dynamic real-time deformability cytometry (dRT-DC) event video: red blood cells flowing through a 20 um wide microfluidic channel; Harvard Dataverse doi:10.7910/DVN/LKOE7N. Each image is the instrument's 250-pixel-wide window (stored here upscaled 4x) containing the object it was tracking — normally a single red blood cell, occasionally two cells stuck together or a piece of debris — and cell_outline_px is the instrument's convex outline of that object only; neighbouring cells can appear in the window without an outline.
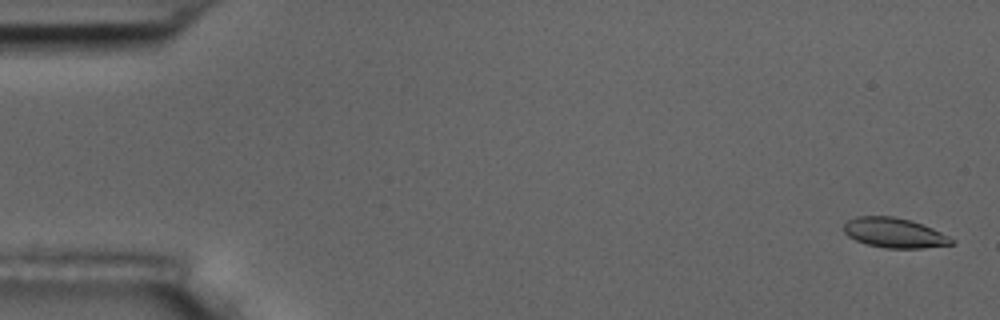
{"species": "common noctule bat (a hibernating species)", "species_latin": "Nyctalus noctula", "temperature_condition": "room temperature", "stored_images_in_passage": 4, "camera_frame_rate_fps": 3000, "um_per_image_px": 0.085, "animal": {"sex": "male", "body_mass_g": 17.5, "forearm_length_mm": 52.3}, "frame": {"image": 1, "passage_image": 1, "time_ms": 0.0, "image_size_px": [1000, 320], "cell_outline_px": [[956, 244], [924, 248], [884, 248], [868, 244], [856, 240], [848, 236], [844, 232], [844, 224], [848, 220], [856, 216], [892, 216], [912, 220], [932, 228], [956, 240]], "centroid_in_image_um": [76.05, 19.79], "position_along_channel_um": 9.0, "area_um2": 18.84}}
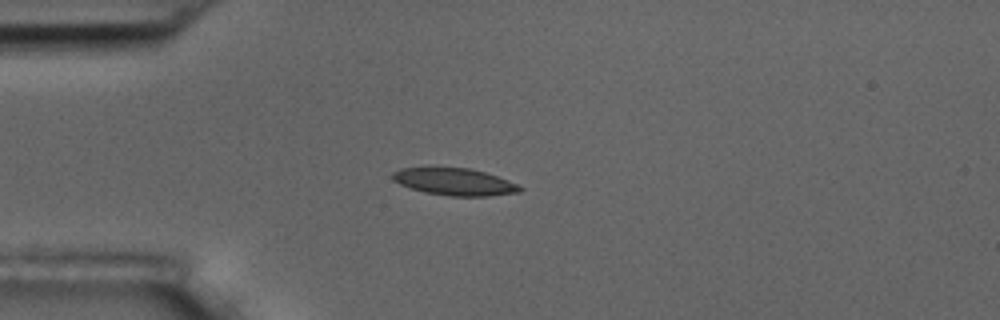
{"frame": {"image": 2, "passage_image": 4, "time_ms": 4.333, "image_size_px": [1000, 320], "cell_outline_px": [[524, 188], [520, 192], [488, 196], [448, 196], [424, 192], [400, 184], [392, 180], [392, 172], [400, 168], [468, 168], [484, 172], [508, 180]], "centroid_in_image_um": [38.63, 15.46], "position_along_channel_um": 46.4, "area_um2": 19.94}}